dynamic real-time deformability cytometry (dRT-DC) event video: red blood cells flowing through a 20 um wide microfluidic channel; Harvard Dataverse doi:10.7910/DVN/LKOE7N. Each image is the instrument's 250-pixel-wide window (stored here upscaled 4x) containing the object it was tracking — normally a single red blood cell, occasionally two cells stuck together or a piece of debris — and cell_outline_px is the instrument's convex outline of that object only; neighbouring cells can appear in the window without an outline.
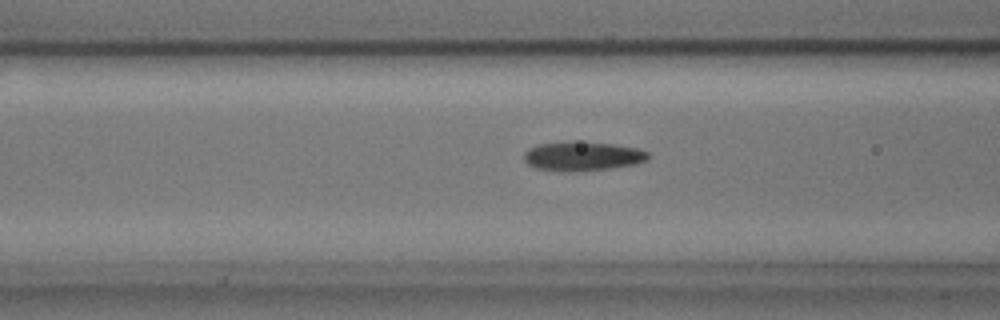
{"species": "common noctule bat (a hibernating species)", "species_latin": "Nyctalus noctula", "temperature_condition": "cold", "stored_images_in_passage": 40, "camera_frame_rate_fps": 3000, "um_per_image_px": 0.085, "animal": {"sex": "male", "body_mass_g": 17.9, "forearm_length_mm": 54.2}, "frame": {"image": 1, "passage_image": 6, "time_ms": 1.667, "image_size_px": [1000, 320], "cell_outline_px": [[648, 160], [636, 164], [608, 168], [576, 172], [560, 172], [536, 168], [528, 164], [524, 160], [524, 152], [528, 148], [536, 144], [612, 144], [636, 148], [648, 152]], "centroid_in_image_um": [49.49, 13.33], "position_along_channel_um": 117.1, "area_um2": 20.4}}
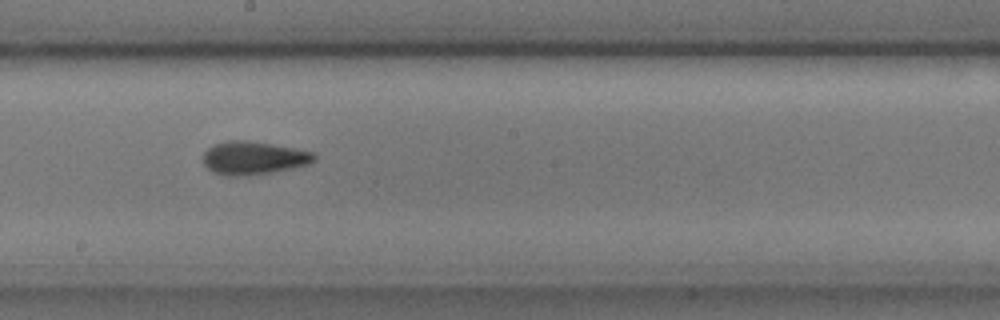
{"frame": {"image": 2, "passage_image": 15, "time_ms": 4.667, "image_size_px": [1000, 320], "cell_outline_px": [[316, 160], [308, 164], [292, 168], [248, 176], [224, 176], [212, 172], [204, 164], [200, 156], [212, 144], [228, 140], [248, 140], [296, 148], [316, 152]], "centroid_in_image_um": [21.52, 13.42], "position_along_channel_um": 226.7, "area_um2": 21.91}}
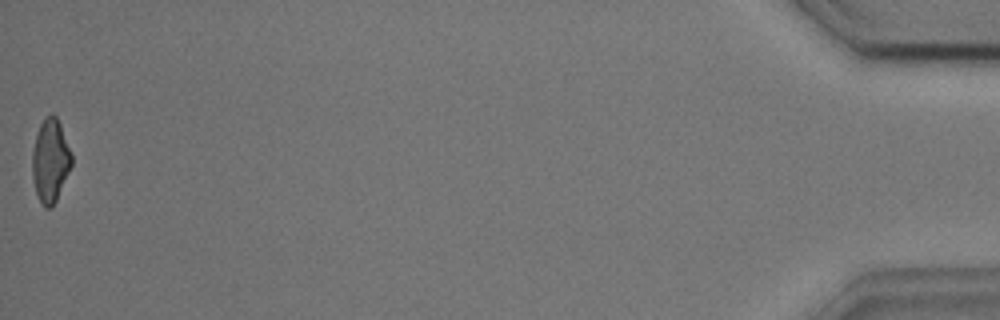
{"frame": {"image": 3, "passage_image": 40, "time_ms": 13.0, "image_size_px": [1000, 320], "cell_outline_px": [[72, 164], [56, 200], [52, 208], [44, 208], [40, 204], [32, 180], [32, 152], [36, 136], [40, 124], [44, 116], [56, 116], [60, 124], [72, 156]], "centroid_in_image_um": [4.26, 13.7], "position_along_channel_um": 430.9, "area_um2": 18.96}, "authors_computed_cell_mechanics": {"area_um2": 19.9699, "velocity_mm_per_s": 3.6477, "shape_relaxation_time_tau1_ms": 2.4677, "shape_relaxation_time_tau2_ms": 3.6919, "deformation_change_tau1": 0.1404, "deformation_change_tau2": 0.1254}}